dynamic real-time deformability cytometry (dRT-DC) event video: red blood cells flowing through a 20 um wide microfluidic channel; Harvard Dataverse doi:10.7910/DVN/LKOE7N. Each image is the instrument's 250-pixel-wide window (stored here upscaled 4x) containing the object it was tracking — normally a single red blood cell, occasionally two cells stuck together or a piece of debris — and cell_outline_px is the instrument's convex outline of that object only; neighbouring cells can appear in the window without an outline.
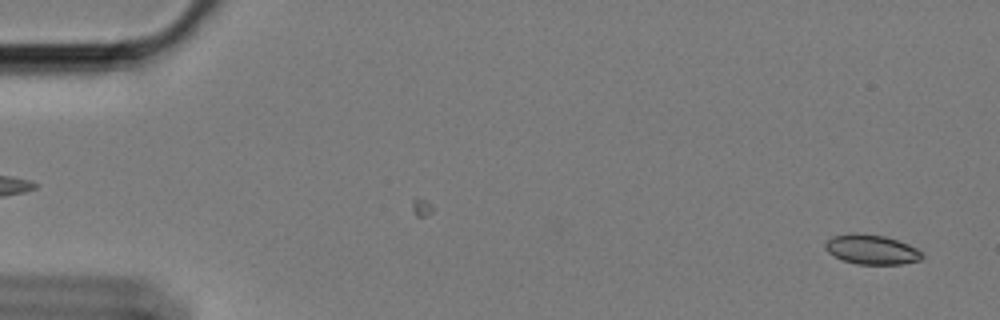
{"species": "Egyptian fruit bat (a non-hibernating species)", "species_latin": "Rousettus aegyptiacus", "temperature_condition": "cold", "stored_images_in_passage": 60, "camera_frame_rate_fps": 3000, "um_per_image_px": 0.085, "animal": {"sex": "female"}, "frame": {"image": 1, "passage_image": 3, "time_ms": 0.667, "image_size_px": [1000, 320], "cell_outline_px": [[924, 256], [920, 260], [900, 264], [856, 264], [844, 260], [828, 252], [824, 244], [832, 236], [848, 232], [856, 232], [884, 236], [908, 244], [916, 248]], "centroid_in_image_um": [74.06, 21.19], "position_along_channel_um": 10.9, "area_um2": 16.65}}
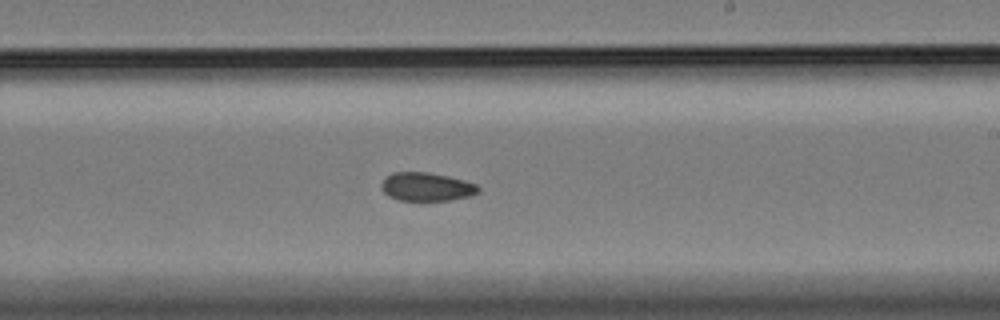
{"frame": {"image": 2, "passage_image": 36, "time_ms": 11.667, "image_size_px": [1000, 320], "cell_outline_px": [[480, 192], [472, 196], [452, 200], [396, 200], [388, 196], [384, 192], [380, 184], [392, 172], [428, 172], [448, 176], [464, 180], [476, 184], [480, 188]], "centroid_in_image_um": [36.29, 15.88], "position_along_channel_um": 252.7, "area_um2": 16.18}}
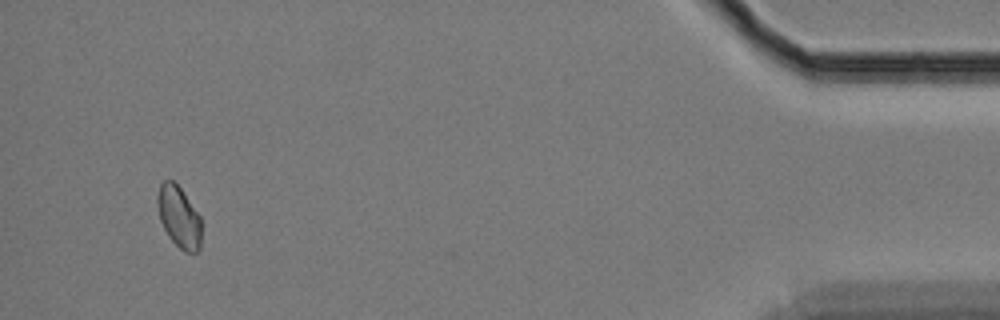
{"frame": {"image": 3, "passage_image": 57, "time_ms": 18.667, "image_size_px": [1000, 320], "cell_outline_px": [[204, 224], [200, 248], [196, 252], [184, 252], [168, 236], [160, 220], [156, 200], [156, 196], [160, 184], [164, 180], [172, 180], [180, 188], [200, 216]], "centroid_in_image_um": [15.24, 18.46], "position_along_channel_um": 420.0, "area_um2": 16.01}, "authors_computed_cell_mechanics": {"area_um2": 16.5597, "velocity_mm_per_s": 3.3796, "shape_relaxation_time_tau1_ms": null, "shape_relaxation_time_tau2_ms": 3.5488, "deformation_change_tau1": null, "deformation_change_tau2": 0.0616}}